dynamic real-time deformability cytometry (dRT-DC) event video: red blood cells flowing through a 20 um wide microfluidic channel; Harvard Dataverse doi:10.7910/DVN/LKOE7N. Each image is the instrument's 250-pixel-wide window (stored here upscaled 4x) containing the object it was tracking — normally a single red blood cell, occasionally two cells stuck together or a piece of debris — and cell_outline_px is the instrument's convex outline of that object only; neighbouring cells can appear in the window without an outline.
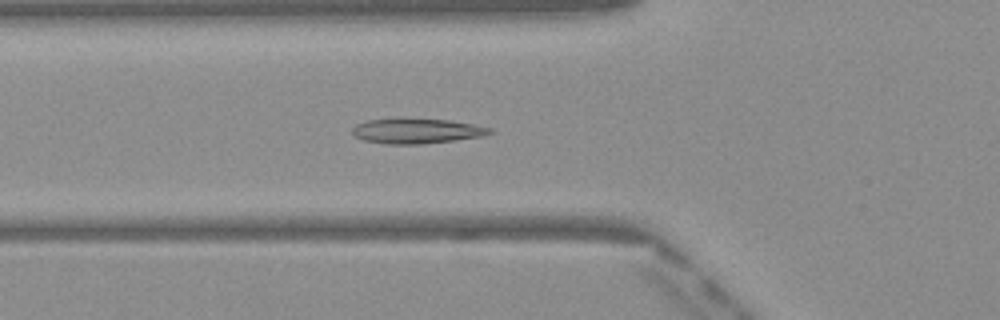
{"species": "Egyptian fruit bat (a non-hibernating species)", "species_latin": "Rousettus aegyptiacus", "temperature_condition": "warm", "stored_images_in_passage": 50, "camera_frame_rate_fps": 3000, "um_per_image_px": 0.085, "frame": {"image": 1, "passage_image": 18, "time_ms": 5.667, "image_size_px": [1000, 320], "cell_outline_px": [[496, 132], [484, 136], [424, 144], [384, 144], [364, 140], [356, 136], [352, 132], [352, 128], [356, 124], [368, 120], [448, 120], [472, 124], [492, 128]], "centroid_in_image_um": [35.47, 11.16], "position_along_channel_um": 90.3, "area_um2": 19.59}}
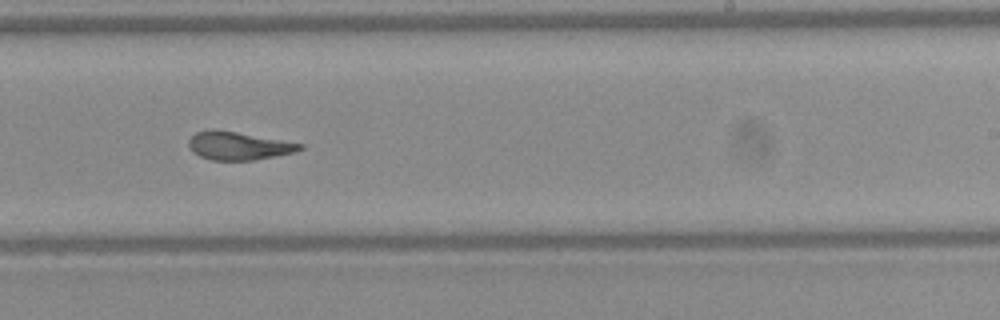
{"frame": {"image": 2, "passage_image": 31, "time_ms": 10.0, "image_size_px": [1000, 320], "cell_outline_px": [[304, 148], [292, 152], [252, 160], [212, 160], [200, 156], [192, 152], [188, 144], [188, 140], [196, 132], [208, 128], [212, 128], [236, 132], [304, 144]], "centroid_in_image_um": [20.2, 12.38], "position_along_channel_um": 268.8, "area_um2": 18.03}}
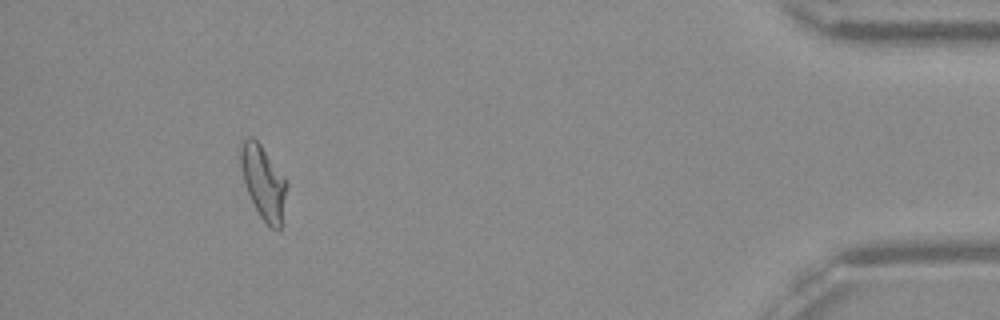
{"frame": {"image": 3, "passage_image": 46, "time_ms": 15.0, "image_size_px": [1000, 320], "cell_outline_px": [[288, 188], [284, 224], [280, 228], [272, 228], [260, 216], [248, 192], [240, 168], [240, 144], [248, 136], [252, 136], [260, 144], [288, 180]], "centroid_in_image_um": [22.44, 15.51], "position_along_channel_um": 412.8, "area_um2": 20.11}, "authors_computed_cell_mechanics": {"area_um2": 19.7387, "velocity_mm_per_s": 4.1012, "shape_relaxation_time_tau1_ms": 7.8614, "shape_relaxation_time_tau2_ms": 1.742, "deformation_change_tau1": 0.239, "deformation_change_tau2": 0.0771}}